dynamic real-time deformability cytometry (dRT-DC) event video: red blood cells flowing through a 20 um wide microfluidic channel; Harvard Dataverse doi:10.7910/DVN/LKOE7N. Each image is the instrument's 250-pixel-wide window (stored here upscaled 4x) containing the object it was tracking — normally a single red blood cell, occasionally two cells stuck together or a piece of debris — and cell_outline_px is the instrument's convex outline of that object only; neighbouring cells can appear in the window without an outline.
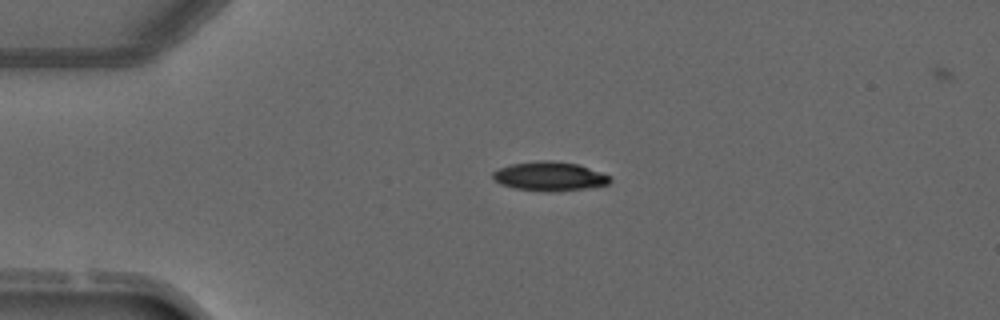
{"species": "common noctule bat (a hibernating species)", "species_latin": "Nyctalus noctula", "temperature_condition": "warm", "stored_images_in_passage": 3, "camera_frame_rate_fps": 3000, "um_per_image_px": 0.085, "animal": {"sex": "male", "forearm_length_mm": 52.5}, "frame": {"image": 1, "passage_image": 2, "time_ms": 1.333, "image_size_px": [1000, 320], "cell_outline_px": [[612, 180], [608, 184], [584, 188], [556, 192], [548, 192], [516, 188], [500, 184], [492, 176], [492, 172], [500, 168], [512, 164], [536, 160], [552, 160], [580, 164], [600, 172], [608, 176]], "centroid_in_image_um": [46.71, 14.97], "position_along_channel_um": 38.3, "area_um2": 19.83}}